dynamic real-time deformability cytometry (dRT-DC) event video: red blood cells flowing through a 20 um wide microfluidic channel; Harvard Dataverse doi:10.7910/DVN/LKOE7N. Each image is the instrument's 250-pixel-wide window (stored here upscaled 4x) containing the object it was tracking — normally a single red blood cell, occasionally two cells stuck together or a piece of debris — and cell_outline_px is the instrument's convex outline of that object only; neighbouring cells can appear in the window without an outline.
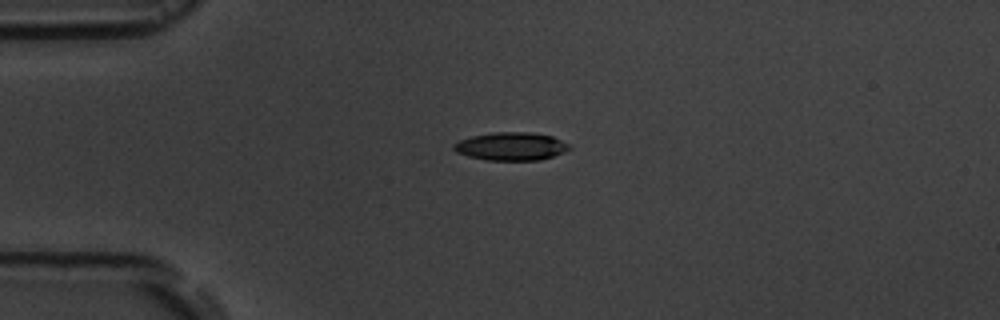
{"species": "common noctule bat (a hibernating species)", "species_latin": "Nyctalus noctula", "temperature_condition": "room temperature", "stored_images_in_passage": 3, "camera_frame_rate_fps": 3000, "um_per_image_px": 0.085, "animal": {"sex": "male", "body_mass_g": 19.5, "forearm_length_mm": 54.6}, "frame": {"image": 1, "passage_image": 1, "time_ms": 0.0, "image_size_px": [1000, 320], "cell_outline_px": [[572, 148], [564, 152], [540, 160], [488, 160], [468, 156], [456, 152], [452, 148], [452, 144], [460, 140], [472, 136], [492, 132], [532, 132], [552, 136], [568, 144]], "centroid_in_image_um": [43.42, 12.43], "position_along_channel_um": 41.6, "area_um2": 18.9}}
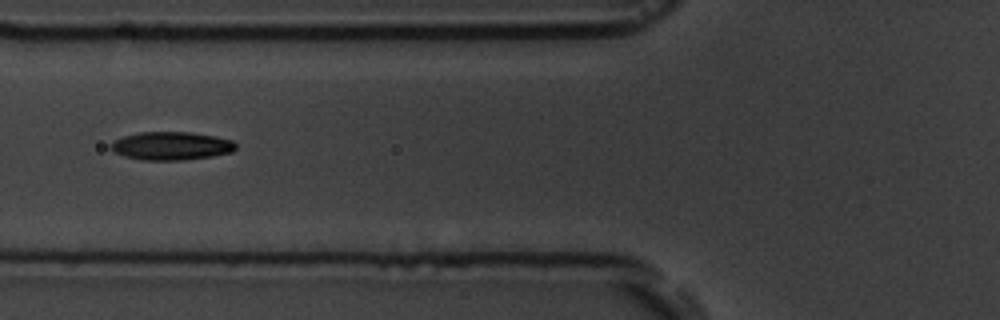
{"frame": {"image": 2, "passage_image": 3, "time_ms": 2.667, "image_size_px": [1000, 320], "cell_outline_px": [[236, 148], [232, 152], [212, 156], [180, 160], [140, 160], [124, 156], [112, 152], [108, 148], [108, 144], [112, 140], [124, 136], [140, 132], [192, 132], [216, 136], [232, 140], [236, 144]], "centroid_in_image_um": [14.5, 12.4], "position_along_channel_um": 111.3, "area_um2": 20.87}}